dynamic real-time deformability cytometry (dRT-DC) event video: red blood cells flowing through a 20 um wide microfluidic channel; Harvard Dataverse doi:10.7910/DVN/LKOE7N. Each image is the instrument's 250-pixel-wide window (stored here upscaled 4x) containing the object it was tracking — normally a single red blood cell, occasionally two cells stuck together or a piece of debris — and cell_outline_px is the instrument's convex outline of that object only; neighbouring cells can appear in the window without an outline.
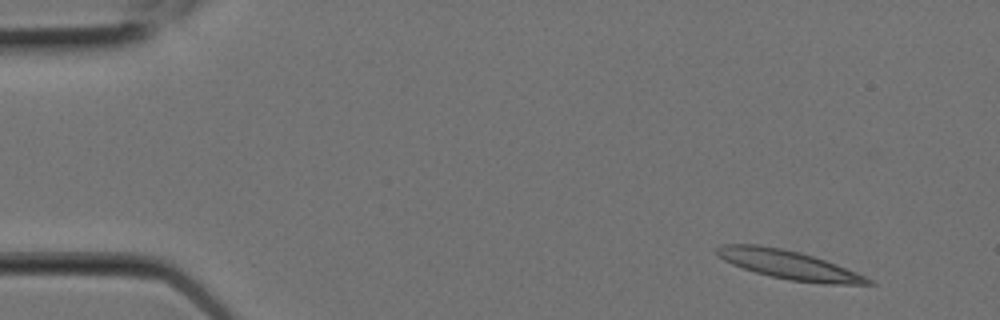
{"species": "Egyptian fruit bat (a non-hibernating species)", "species_latin": "Rousettus aegyptiacus", "temperature_condition": "room temperature", "stored_images_in_passage": 6, "camera_frame_rate_fps": 3000, "um_per_image_px": 0.085, "animal": {"sex": "female"}, "frame": {"image": 1, "passage_image": 1, "time_ms": 0.0, "image_size_px": [1000, 320], "cell_outline_px": [[876, 284], [828, 284], [788, 280], [756, 272], [732, 264], [724, 260], [716, 252], [716, 248], [720, 244], [756, 244], [780, 248], [800, 252], [836, 264], [856, 272], [872, 280]], "centroid_in_image_um": [67.04, 22.5], "position_along_channel_um": 18.0, "area_um2": 24.97}}
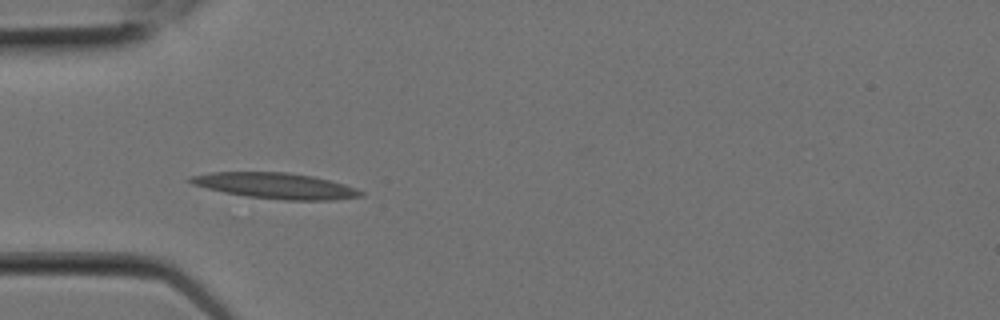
{"frame": {"image": 2, "passage_image": 5, "time_ms": 1.333, "image_size_px": [1000, 320], "cell_outline_px": [[364, 196], [332, 200], [284, 200], [248, 196], [224, 192], [192, 184], [188, 180], [188, 176], [212, 172], [288, 172], [312, 176], [344, 184], [356, 188], [364, 192]], "centroid_in_image_um": [23.44, 15.78], "position_along_channel_um": 61.6, "area_um2": 25.49}}
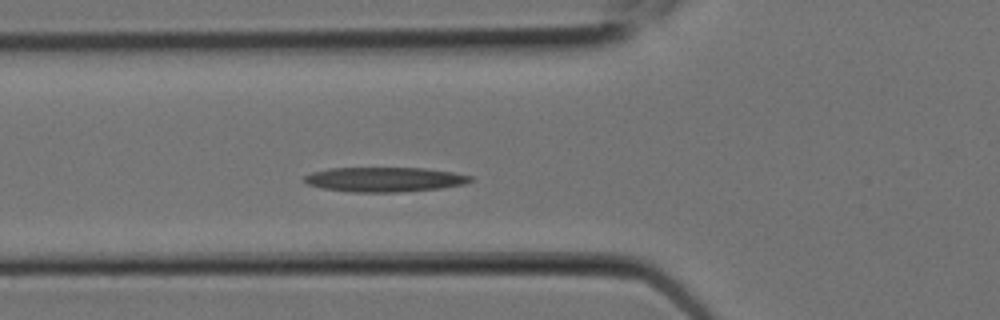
{"frame": {"image": 3, "passage_image": 6, "time_ms": 1.667, "image_size_px": [1000, 320], "cell_outline_px": [[476, 180], [464, 184], [440, 188], [396, 192], [352, 192], [324, 188], [308, 184], [304, 180], [304, 176], [312, 172], [328, 168], [424, 168], [452, 172], [472, 176]], "centroid_in_image_um": [32.71, 15.25], "position_along_channel_um": 93.1, "area_um2": 23.76}}